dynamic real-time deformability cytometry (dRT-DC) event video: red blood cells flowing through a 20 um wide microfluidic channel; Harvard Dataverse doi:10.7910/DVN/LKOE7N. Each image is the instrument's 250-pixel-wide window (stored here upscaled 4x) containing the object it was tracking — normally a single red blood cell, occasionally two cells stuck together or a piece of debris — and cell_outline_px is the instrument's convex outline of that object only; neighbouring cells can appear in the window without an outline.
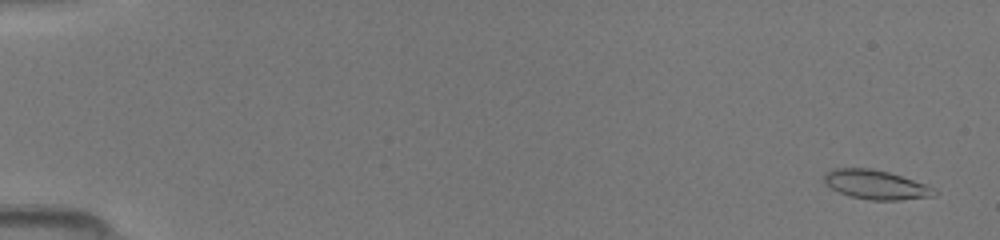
{"species": "common noctule bat (a hibernating species)", "species_latin": "Nyctalus noctula", "temperature_condition": "room temperature", "stored_images_in_passage": 50, "camera_frame_rate_fps": 3000, "um_per_image_px": 0.085, "animal": {"sex": "female", "body_mass_g": 19.5, "forearm_length_mm": 54.1}, "frame": {"image": 1, "passage_image": 2, "time_ms": 0.333, "image_size_px": [1000, 240], "cell_outline_px": [[940, 192], [936, 196], [900, 200], [872, 200], [848, 196], [824, 184], [824, 172], [832, 168], [872, 168], [888, 172], [928, 184], [936, 188]], "centroid_in_image_um": [74.49, 15.7], "position_along_channel_um": 10.5, "area_um2": 19.13}}
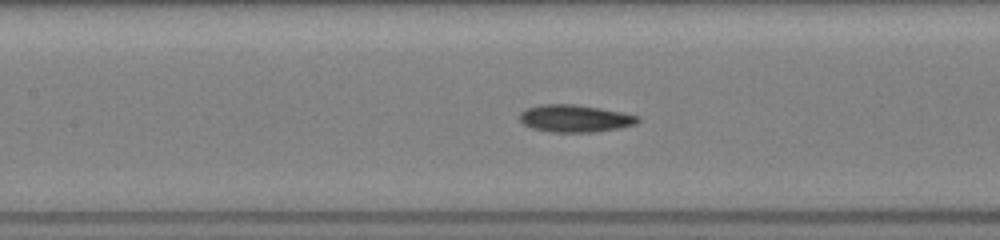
{"frame": {"image": 2, "passage_image": 24, "time_ms": 7.667, "image_size_px": [1000, 240], "cell_outline_px": [[640, 120], [636, 124], [620, 128], [592, 132], [548, 132], [532, 128], [524, 124], [520, 120], [520, 112], [528, 108], [540, 104], [576, 104], [600, 108], [640, 116]], "centroid_in_image_um": [48.87, 10.07], "position_along_channel_um": 158.5, "area_um2": 18.84}}
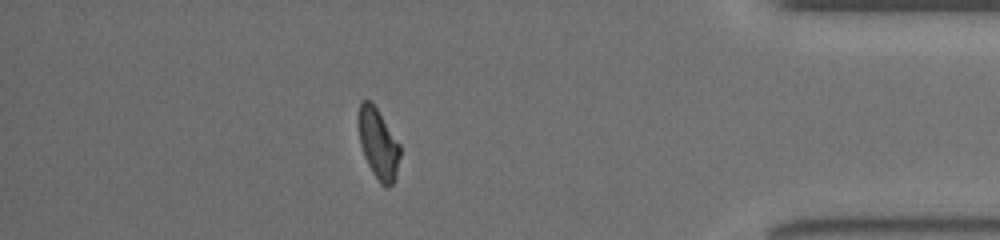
{"frame": {"image": 3, "passage_image": 44, "time_ms": 14.333, "image_size_px": [1000, 240], "cell_outline_px": [[400, 156], [396, 180], [388, 188], [384, 188], [380, 184], [372, 172], [364, 156], [360, 144], [356, 124], [356, 120], [360, 100], [372, 100], [400, 144]], "centroid_in_image_um": [32.13, 12.2], "position_along_channel_um": 403.1, "area_um2": 17.74}}